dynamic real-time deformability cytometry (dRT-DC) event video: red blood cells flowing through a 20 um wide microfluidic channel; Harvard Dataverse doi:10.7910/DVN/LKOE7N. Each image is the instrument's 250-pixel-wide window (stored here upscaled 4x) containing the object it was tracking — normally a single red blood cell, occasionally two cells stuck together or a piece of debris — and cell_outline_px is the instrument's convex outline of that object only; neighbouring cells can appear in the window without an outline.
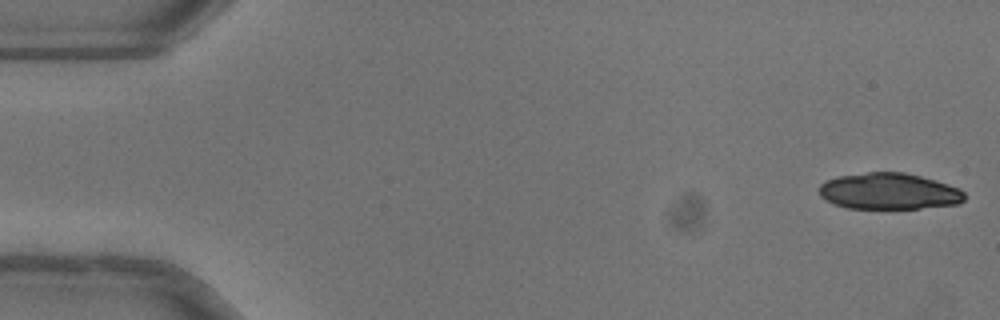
{"species": "common noctule bat (a hibernating species)", "species_latin": "Nyctalus noctula", "temperature_condition": "warm", "stored_images_in_passage": 10, "camera_frame_rate_fps": 3000, "um_per_image_px": 0.085, "animal": {"sex": "female"}, "frame": {"image": 1, "passage_image": 1, "time_ms": 0.0, "image_size_px": [1000, 320], "cell_outline_px": [[964, 200], [960, 204], [920, 208], [848, 208], [832, 204], [820, 196], [820, 184], [824, 180], [840, 176], [868, 172], [904, 172], [936, 180], [960, 188], [964, 192]], "centroid_in_image_um": [75.57, 16.26], "position_along_channel_um": 9.4, "area_um2": 30.87}}